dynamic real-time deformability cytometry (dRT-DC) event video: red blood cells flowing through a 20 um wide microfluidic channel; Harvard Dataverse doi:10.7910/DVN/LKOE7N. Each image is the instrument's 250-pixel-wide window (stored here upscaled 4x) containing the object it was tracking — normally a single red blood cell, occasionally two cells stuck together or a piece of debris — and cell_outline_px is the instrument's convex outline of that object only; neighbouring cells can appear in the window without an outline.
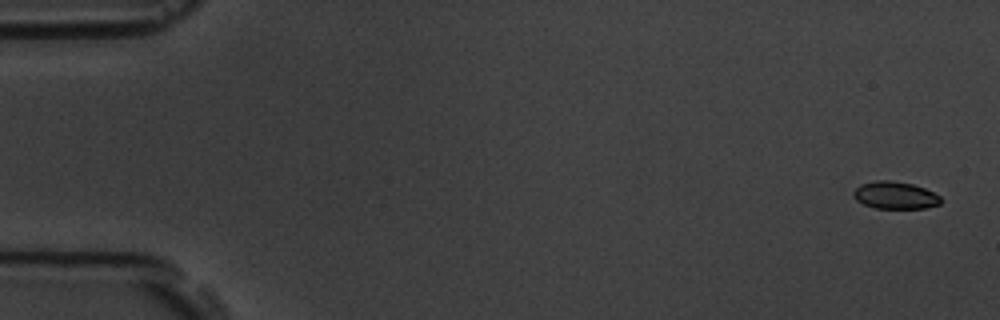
{"species": "common noctule bat (a hibernating species)", "species_latin": "Nyctalus noctula", "temperature_condition": "room temperature", "stored_images_in_passage": 4, "camera_frame_rate_fps": 3000, "um_per_image_px": 0.085, "animal": {"sex": "male", "body_mass_g": 19.5, "forearm_length_mm": 54.6}, "frame": {"image": 1, "passage_image": 1, "time_ms": 0.0, "image_size_px": [1000, 320], "cell_outline_px": [[944, 200], [940, 204], [924, 208], [876, 208], [864, 204], [856, 200], [852, 196], [852, 192], [860, 184], [876, 180], [888, 180], [912, 184], [924, 188], [940, 196]], "centroid_in_image_um": [76.08, 16.6], "position_along_channel_um": 8.9, "area_um2": 13.93}}